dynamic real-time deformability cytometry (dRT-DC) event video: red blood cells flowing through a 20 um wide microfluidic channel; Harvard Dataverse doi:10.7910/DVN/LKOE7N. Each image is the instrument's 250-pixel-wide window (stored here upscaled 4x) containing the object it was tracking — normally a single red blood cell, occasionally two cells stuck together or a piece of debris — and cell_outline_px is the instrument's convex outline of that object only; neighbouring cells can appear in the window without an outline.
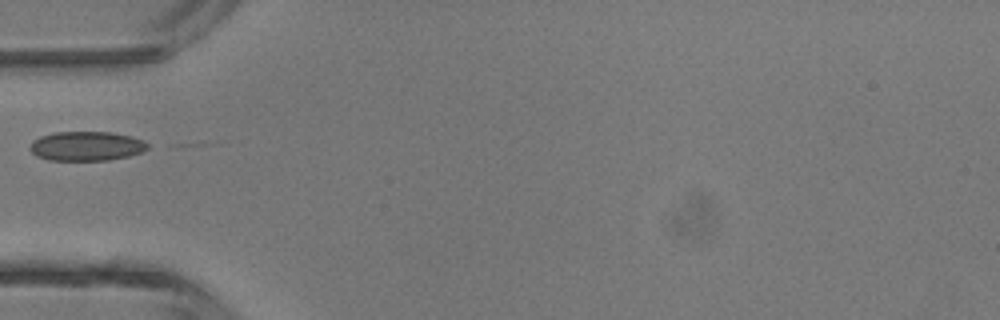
{"species": "common noctule bat (a hibernating species)", "species_latin": "Nyctalus noctula", "temperature_condition": "room temperature", "stored_images_in_passage": 1, "camera_frame_rate_fps": 3000, "um_per_image_px": 0.085, "animal": {"sex": "male", "body_mass_g": 13.3}, "frame": {"image": 1, "passage_image": 1, "time_ms": 0.0, "image_size_px": [1000, 320], "cell_outline_px": [[152, 144], [148, 148], [140, 152], [128, 156], [108, 160], [48, 160], [36, 156], [28, 148], [32, 140], [40, 136], [56, 132], [112, 132], [132, 136], [144, 140]], "centroid_in_image_um": [7.35, 12.41], "position_along_channel_um": 77.6, "area_um2": 20.35}}